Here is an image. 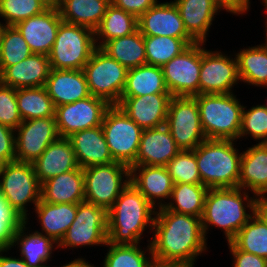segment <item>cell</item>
Wrapping results in <instances>:
<instances>
[{
	"mask_svg": "<svg viewBox=\"0 0 267 267\" xmlns=\"http://www.w3.org/2000/svg\"><path fill=\"white\" fill-rule=\"evenodd\" d=\"M155 93H169L162 67L144 64L127 71L121 97H137Z\"/></svg>",
	"mask_w": 267,
	"mask_h": 267,
	"instance_id": "1f68e13d",
	"label": "cell"
},
{
	"mask_svg": "<svg viewBox=\"0 0 267 267\" xmlns=\"http://www.w3.org/2000/svg\"><path fill=\"white\" fill-rule=\"evenodd\" d=\"M111 105L104 99L89 96L76 102L57 106L55 118L61 138L102 125L104 115Z\"/></svg>",
	"mask_w": 267,
	"mask_h": 267,
	"instance_id": "9a60e30c",
	"label": "cell"
},
{
	"mask_svg": "<svg viewBox=\"0 0 267 267\" xmlns=\"http://www.w3.org/2000/svg\"><path fill=\"white\" fill-rule=\"evenodd\" d=\"M150 267H191L183 264L160 263L154 261Z\"/></svg>",
	"mask_w": 267,
	"mask_h": 267,
	"instance_id": "11a10c76",
	"label": "cell"
},
{
	"mask_svg": "<svg viewBox=\"0 0 267 267\" xmlns=\"http://www.w3.org/2000/svg\"><path fill=\"white\" fill-rule=\"evenodd\" d=\"M200 122L207 139H239L244 106L233 93L198 94Z\"/></svg>",
	"mask_w": 267,
	"mask_h": 267,
	"instance_id": "5b68a950",
	"label": "cell"
},
{
	"mask_svg": "<svg viewBox=\"0 0 267 267\" xmlns=\"http://www.w3.org/2000/svg\"><path fill=\"white\" fill-rule=\"evenodd\" d=\"M157 2L158 0H111L114 6L132 14L137 19Z\"/></svg>",
	"mask_w": 267,
	"mask_h": 267,
	"instance_id": "681fc988",
	"label": "cell"
},
{
	"mask_svg": "<svg viewBox=\"0 0 267 267\" xmlns=\"http://www.w3.org/2000/svg\"><path fill=\"white\" fill-rule=\"evenodd\" d=\"M9 250L11 248L0 249V267H29L21 257L14 258L2 255L4 251L7 253Z\"/></svg>",
	"mask_w": 267,
	"mask_h": 267,
	"instance_id": "816d5d0a",
	"label": "cell"
},
{
	"mask_svg": "<svg viewBox=\"0 0 267 267\" xmlns=\"http://www.w3.org/2000/svg\"><path fill=\"white\" fill-rule=\"evenodd\" d=\"M187 33L196 41L206 43L214 17L221 10L215 0H174Z\"/></svg>",
	"mask_w": 267,
	"mask_h": 267,
	"instance_id": "4316f807",
	"label": "cell"
},
{
	"mask_svg": "<svg viewBox=\"0 0 267 267\" xmlns=\"http://www.w3.org/2000/svg\"><path fill=\"white\" fill-rule=\"evenodd\" d=\"M174 184H202L193 150H181L166 165Z\"/></svg>",
	"mask_w": 267,
	"mask_h": 267,
	"instance_id": "b9f144b4",
	"label": "cell"
},
{
	"mask_svg": "<svg viewBox=\"0 0 267 267\" xmlns=\"http://www.w3.org/2000/svg\"><path fill=\"white\" fill-rule=\"evenodd\" d=\"M46 9L40 0H0V17L4 18L5 25L10 26L41 14Z\"/></svg>",
	"mask_w": 267,
	"mask_h": 267,
	"instance_id": "7bdbcfd3",
	"label": "cell"
},
{
	"mask_svg": "<svg viewBox=\"0 0 267 267\" xmlns=\"http://www.w3.org/2000/svg\"><path fill=\"white\" fill-rule=\"evenodd\" d=\"M235 140L206 139L193 151L202 185L210 188L238 187L242 152Z\"/></svg>",
	"mask_w": 267,
	"mask_h": 267,
	"instance_id": "277c9868",
	"label": "cell"
},
{
	"mask_svg": "<svg viewBox=\"0 0 267 267\" xmlns=\"http://www.w3.org/2000/svg\"><path fill=\"white\" fill-rule=\"evenodd\" d=\"M101 49L127 70L147 64L144 36L134 33L107 41Z\"/></svg>",
	"mask_w": 267,
	"mask_h": 267,
	"instance_id": "d6a6232c",
	"label": "cell"
},
{
	"mask_svg": "<svg viewBox=\"0 0 267 267\" xmlns=\"http://www.w3.org/2000/svg\"><path fill=\"white\" fill-rule=\"evenodd\" d=\"M201 43L199 94H228L239 82L238 62L220 51L206 50Z\"/></svg>",
	"mask_w": 267,
	"mask_h": 267,
	"instance_id": "5bb4252c",
	"label": "cell"
},
{
	"mask_svg": "<svg viewBox=\"0 0 267 267\" xmlns=\"http://www.w3.org/2000/svg\"><path fill=\"white\" fill-rule=\"evenodd\" d=\"M138 29L143 36H169L193 39L185 29L173 1L156 3L138 18Z\"/></svg>",
	"mask_w": 267,
	"mask_h": 267,
	"instance_id": "d6986e66",
	"label": "cell"
},
{
	"mask_svg": "<svg viewBox=\"0 0 267 267\" xmlns=\"http://www.w3.org/2000/svg\"><path fill=\"white\" fill-rule=\"evenodd\" d=\"M24 222L0 193V249L11 248L15 232Z\"/></svg>",
	"mask_w": 267,
	"mask_h": 267,
	"instance_id": "f6af8a7d",
	"label": "cell"
},
{
	"mask_svg": "<svg viewBox=\"0 0 267 267\" xmlns=\"http://www.w3.org/2000/svg\"><path fill=\"white\" fill-rule=\"evenodd\" d=\"M144 43L147 64L162 67L196 41L169 36H144Z\"/></svg>",
	"mask_w": 267,
	"mask_h": 267,
	"instance_id": "f35d334b",
	"label": "cell"
},
{
	"mask_svg": "<svg viewBox=\"0 0 267 267\" xmlns=\"http://www.w3.org/2000/svg\"><path fill=\"white\" fill-rule=\"evenodd\" d=\"M3 24H4L3 22H0V45H1L2 37L5 31V27H6V25L5 24L3 25Z\"/></svg>",
	"mask_w": 267,
	"mask_h": 267,
	"instance_id": "6f0895ef",
	"label": "cell"
},
{
	"mask_svg": "<svg viewBox=\"0 0 267 267\" xmlns=\"http://www.w3.org/2000/svg\"><path fill=\"white\" fill-rule=\"evenodd\" d=\"M26 224L25 221L15 232L11 247L16 245L20 247V256L29 267H48L46 262L51 261L53 245H56V249L58 244L50 237L36 231L28 233Z\"/></svg>",
	"mask_w": 267,
	"mask_h": 267,
	"instance_id": "f546056e",
	"label": "cell"
},
{
	"mask_svg": "<svg viewBox=\"0 0 267 267\" xmlns=\"http://www.w3.org/2000/svg\"><path fill=\"white\" fill-rule=\"evenodd\" d=\"M107 246L109 250L105 255L103 267H150L154 262L150 243H148V248L145 250L149 252L148 255L141 249L139 244L114 245L107 242Z\"/></svg>",
	"mask_w": 267,
	"mask_h": 267,
	"instance_id": "ab89813d",
	"label": "cell"
},
{
	"mask_svg": "<svg viewBox=\"0 0 267 267\" xmlns=\"http://www.w3.org/2000/svg\"><path fill=\"white\" fill-rule=\"evenodd\" d=\"M32 51L15 26L6 25L0 45L1 73L8 67L23 61Z\"/></svg>",
	"mask_w": 267,
	"mask_h": 267,
	"instance_id": "60d3db41",
	"label": "cell"
},
{
	"mask_svg": "<svg viewBox=\"0 0 267 267\" xmlns=\"http://www.w3.org/2000/svg\"><path fill=\"white\" fill-rule=\"evenodd\" d=\"M7 161L1 156V151H0V171L7 165Z\"/></svg>",
	"mask_w": 267,
	"mask_h": 267,
	"instance_id": "680465c9",
	"label": "cell"
},
{
	"mask_svg": "<svg viewBox=\"0 0 267 267\" xmlns=\"http://www.w3.org/2000/svg\"><path fill=\"white\" fill-rule=\"evenodd\" d=\"M181 150H194L206 136L203 132L197 101L189 96H172L165 124Z\"/></svg>",
	"mask_w": 267,
	"mask_h": 267,
	"instance_id": "7c38bea8",
	"label": "cell"
},
{
	"mask_svg": "<svg viewBox=\"0 0 267 267\" xmlns=\"http://www.w3.org/2000/svg\"><path fill=\"white\" fill-rule=\"evenodd\" d=\"M130 182L158 208L167 204L164 199L171 198L174 185L166 166L131 165Z\"/></svg>",
	"mask_w": 267,
	"mask_h": 267,
	"instance_id": "ffe728a7",
	"label": "cell"
},
{
	"mask_svg": "<svg viewBox=\"0 0 267 267\" xmlns=\"http://www.w3.org/2000/svg\"><path fill=\"white\" fill-rule=\"evenodd\" d=\"M220 10H226L234 15H243L250 10V0H215Z\"/></svg>",
	"mask_w": 267,
	"mask_h": 267,
	"instance_id": "f907efd6",
	"label": "cell"
},
{
	"mask_svg": "<svg viewBox=\"0 0 267 267\" xmlns=\"http://www.w3.org/2000/svg\"><path fill=\"white\" fill-rule=\"evenodd\" d=\"M83 171L85 201L108 209L130 182V167L116 161L86 167Z\"/></svg>",
	"mask_w": 267,
	"mask_h": 267,
	"instance_id": "30bf717a",
	"label": "cell"
},
{
	"mask_svg": "<svg viewBox=\"0 0 267 267\" xmlns=\"http://www.w3.org/2000/svg\"><path fill=\"white\" fill-rule=\"evenodd\" d=\"M0 151L7 162L16 160L15 130L2 124H0Z\"/></svg>",
	"mask_w": 267,
	"mask_h": 267,
	"instance_id": "c3c4849f",
	"label": "cell"
},
{
	"mask_svg": "<svg viewBox=\"0 0 267 267\" xmlns=\"http://www.w3.org/2000/svg\"><path fill=\"white\" fill-rule=\"evenodd\" d=\"M50 267V266H48ZM61 267H95L85 260V258H77Z\"/></svg>",
	"mask_w": 267,
	"mask_h": 267,
	"instance_id": "db71d44e",
	"label": "cell"
},
{
	"mask_svg": "<svg viewBox=\"0 0 267 267\" xmlns=\"http://www.w3.org/2000/svg\"><path fill=\"white\" fill-rule=\"evenodd\" d=\"M262 3H264L263 6H265V9L267 11V0H262ZM265 25H267V19H266Z\"/></svg>",
	"mask_w": 267,
	"mask_h": 267,
	"instance_id": "94428289",
	"label": "cell"
},
{
	"mask_svg": "<svg viewBox=\"0 0 267 267\" xmlns=\"http://www.w3.org/2000/svg\"><path fill=\"white\" fill-rule=\"evenodd\" d=\"M15 131L16 161L31 164L60 138L55 117L24 120Z\"/></svg>",
	"mask_w": 267,
	"mask_h": 267,
	"instance_id": "2e32d148",
	"label": "cell"
},
{
	"mask_svg": "<svg viewBox=\"0 0 267 267\" xmlns=\"http://www.w3.org/2000/svg\"><path fill=\"white\" fill-rule=\"evenodd\" d=\"M63 22L58 8H47L15 25L32 53L49 55L60 24Z\"/></svg>",
	"mask_w": 267,
	"mask_h": 267,
	"instance_id": "e0dca14e",
	"label": "cell"
},
{
	"mask_svg": "<svg viewBox=\"0 0 267 267\" xmlns=\"http://www.w3.org/2000/svg\"><path fill=\"white\" fill-rule=\"evenodd\" d=\"M233 256V267H266L267 259L238 250L231 242H227Z\"/></svg>",
	"mask_w": 267,
	"mask_h": 267,
	"instance_id": "7dc6e473",
	"label": "cell"
},
{
	"mask_svg": "<svg viewBox=\"0 0 267 267\" xmlns=\"http://www.w3.org/2000/svg\"><path fill=\"white\" fill-rule=\"evenodd\" d=\"M150 242L154 261L194 267L196 257L207 249L200 217L157 208Z\"/></svg>",
	"mask_w": 267,
	"mask_h": 267,
	"instance_id": "6da1fadb",
	"label": "cell"
},
{
	"mask_svg": "<svg viewBox=\"0 0 267 267\" xmlns=\"http://www.w3.org/2000/svg\"><path fill=\"white\" fill-rule=\"evenodd\" d=\"M65 0H57V8L64 2Z\"/></svg>",
	"mask_w": 267,
	"mask_h": 267,
	"instance_id": "6125c7cd",
	"label": "cell"
},
{
	"mask_svg": "<svg viewBox=\"0 0 267 267\" xmlns=\"http://www.w3.org/2000/svg\"><path fill=\"white\" fill-rule=\"evenodd\" d=\"M0 193L10 206L28 222L27 205L34 208L41 200V184L33 164L12 161L0 171Z\"/></svg>",
	"mask_w": 267,
	"mask_h": 267,
	"instance_id": "52a82bcc",
	"label": "cell"
},
{
	"mask_svg": "<svg viewBox=\"0 0 267 267\" xmlns=\"http://www.w3.org/2000/svg\"><path fill=\"white\" fill-rule=\"evenodd\" d=\"M255 212L267 224V197H258Z\"/></svg>",
	"mask_w": 267,
	"mask_h": 267,
	"instance_id": "f5cc1de1",
	"label": "cell"
},
{
	"mask_svg": "<svg viewBox=\"0 0 267 267\" xmlns=\"http://www.w3.org/2000/svg\"><path fill=\"white\" fill-rule=\"evenodd\" d=\"M266 28H267V25L265 26ZM266 31V41H265V43H263V44H261V46L265 49V50H267V29L265 30Z\"/></svg>",
	"mask_w": 267,
	"mask_h": 267,
	"instance_id": "91938a15",
	"label": "cell"
},
{
	"mask_svg": "<svg viewBox=\"0 0 267 267\" xmlns=\"http://www.w3.org/2000/svg\"><path fill=\"white\" fill-rule=\"evenodd\" d=\"M230 242L238 250L267 259V224L255 212Z\"/></svg>",
	"mask_w": 267,
	"mask_h": 267,
	"instance_id": "74e56055",
	"label": "cell"
},
{
	"mask_svg": "<svg viewBox=\"0 0 267 267\" xmlns=\"http://www.w3.org/2000/svg\"><path fill=\"white\" fill-rule=\"evenodd\" d=\"M243 190L239 187L208 189L201 217L205 237L211 225L222 229L227 242H230L251 219L258 197H249L248 191ZM246 208L251 213H246Z\"/></svg>",
	"mask_w": 267,
	"mask_h": 267,
	"instance_id": "3957f363",
	"label": "cell"
},
{
	"mask_svg": "<svg viewBox=\"0 0 267 267\" xmlns=\"http://www.w3.org/2000/svg\"><path fill=\"white\" fill-rule=\"evenodd\" d=\"M180 151L166 125L143 129L136 161L132 165L166 166Z\"/></svg>",
	"mask_w": 267,
	"mask_h": 267,
	"instance_id": "44dd1931",
	"label": "cell"
},
{
	"mask_svg": "<svg viewBox=\"0 0 267 267\" xmlns=\"http://www.w3.org/2000/svg\"><path fill=\"white\" fill-rule=\"evenodd\" d=\"M45 87L55 107L91 96L83 69H51Z\"/></svg>",
	"mask_w": 267,
	"mask_h": 267,
	"instance_id": "603a6c76",
	"label": "cell"
},
{
	"mask_svg": "<svg viewBox=\"0 0 267 267\" xmlns=\"http://www.w3.org/2000/svg\"><path fill=\"white\" fill-rule=\"evenodd\" d=\"M157 209L129 182L109 209L107 242L114 245L140 244L149 227L153 230Z\"/></svg>",
	"mask_w": 267,
	"mask_h": 267,
	"instance_id": "7a4b0ae2",
	"label": "cell"
},
{
	"mask_svg": "<svg viewBox=\"0 0 267 267\" xmlns=\"http://www.w3.org/2000/svg\"><path fill=\"white\" fill-rule=\"evenodd\" d=\"M102 130L113 160L130 167L136 161L143 129L118 105H111L104 115Z\"/></svg>",
	"mask_w": 267,
	"mask_h": 267,
	"instance_id": "9c48e42d",
	"label": "cell"
},
{
	"mask_svg": "<svg viewBox=\"0 0 267 267\" xmlns=\"http://www.w3.org/2000/svg\"><path fill=\"white\" fill-rule=\"evenodd\" d=\"M78 166L83 168L115 162L110 154L102 125L73 133L68 137Z\"/></svg>",
	"mask_w": 267,
	"mask_h": 267,
	"instance_id": "cb8c5ba5",
	"label": "cell"
},
{
	"mask_svg": "<svg viewBox=\"0 0 267 267\" xmlns=\"http://www.w3.org/2000/svg\"><path fill=\"white\" fill-rule=\"evenodd\" d=\"M110 4L111 0H65L58 9L64 22L95 31Z\"/></svg>",
	"mask_w": 267,
	"mask_h": 267,
	"instance_id": "4dcf8cb0",
	"label": "cell"
},
{
	"mask_svg": "<svg viewBox=\"0 0 267 267\" xmlns=\"http://www.w3.org/2000/svg\"><path fill=\"white\" fill-rule=\"evenodd\" d=\"M22 121L17 105L16 89L0 82V124L15 130Z\"/></svg>",
	"mask_w": 267,
	"mask_h": 267,
	"instance_id": "bcb514c9",
	"label": "cell"
},
{
	"mask_svg": "<svg viewBox=\"0 0 267 267\" xmlns=\"http://www.w3.org/2000/svg\"><path fill=\"white\" fill-rule=\"evenodd\" d=\"M207 191L208 188L202 184H174L171 201L164 207L175 213L201 218Z\"/></svg>",
	"mask_w": 267,
	"mask_h": 267,
	"instance_id": "e575fe53",
	"label": "cell"
},
{
	"mask_svg": "<svg viewBox=\"0 0 267 267\" xmlns=\"http://www.w3.org/2000/svg\"><path fill=\"white\" fill-rule=\"evenodd\" d=\"M78 203L52 204L40 200L34 208L42 232L57 244L65 236L75 219Z\"/></svg>",
	"mask_w": 267,
	"mask_h": 267,
	"instance_id": "f1b7e54d",
	"label": "cell"
},
{
	"mask_svg": "<svg viewBox=\"0 0 267 267\" xmlns=\"http://www.w3.org/2000/svg\"><path fill=\"white\" fill-rule=\"evenodd\" d=\"M41 200L52 204L85 201L84 171L81 167L59 174L41 184Z\"/></svg>",
	"mask_w": 267,
	"mask_h": 267,
	"instance_id": "83f0119b",
	"label": "cell"
},
{
	"mask_svg": "<svg viewBox=\"0 0 267 267\" xmlns=\"http://www.w3.org/2000/svg\"><path fill=\"white\" fill-rule=\"evenodd\" d=\"M238 187L251 191L256 197H266L267 143H257L243 151Z\"/></svg>",
	"mask_w": 267,
	"mask_h": 267,
	"instance_id": "484cf974",
	"label": "cell"
},
{
	"mask_svg": "<svg viewBox=\"0 0 267 267\" xmlns=\"http://www.w3.org/2000/svg\"><path fill=\"white\" fill-rule=\"evenodd\" d=\"M240 81L257 87L267 86V50L261 45L235 53Z\"/></svg>",
	"mask_w": 267,
	"mask_h": 267,
	"instance_id": "d590c367",
	"label": "cell"
},
{
	"mask_svg": "<svg viewBox=\"0 0 267 267\" xmlns=\"http://www.w3.org/2000/svg\"><path fill=\"white\" fill-rule=\"evenodd\" d=\"M47 8H57V0H40Z\"/></svg>",
	"mask_w": 267,
	"mask_h": 267,
	"instance_id": "9f6ffc18",
	"label": "cell"
},
{
	"mask_svg": "<svg viewBox=\"0 0 267 267\" xmlns=\"http://www.w3.org/2000/svg\"><path fill=\"white\" fill-rule=\"evenodd\" d=\"M50 71L49 57L33 53L23 61L8 66L1 73L0 82L15 89L43 87Z\"/></svg>",
	"mask_w": 267,
	"mask_h": 267,
	"instance_id": "7402d4cb",
	"label": "cell"
},
{
	"mask_svg": "<svg viewBox=\"0 0 267 267\" xmlns=\"http://www.w3.org/2000/svg\"><path fill=\"white\" fill-rule=\"evenodd\" d=\"M137 29L138 19L111 3L100 25L94 31L96 46L101 48L107 41L130 35Z\"/></svg>",
	"mask_w": 267,
	"mask_h": 267,
	"instance_id": "836d02e7",
	"label": "cell"
},
{
	"mask_svg": "<svg viewBox=\"0 0 267 267\" xmlns=\"http://www.w3.org/2000/svg\"><path fill=\"white\" fill-rule=\"evenodd\" d=\"M251 136L259 143H267V109L262 105H256L242 112V123L239 139L243 136Z\"/></svg>",
	"mask_w": 267,
	"mask_h": 267,
	"instance_id": "ee69618b",
	"label": "cell"
},
{
	"mask_svg": "<svg viewBox=\"0 0 267 267\" xmlns=\"http://www.w3.org/2000/svg\"><path fill=\"white\" fill-rule=\"evenodd\" d=\"M18 110L22 120L55 117L56 107L45 86L16 89Z\"/></svg>",
	"mask_w": 267,
	"mask_h": 267,
	"instance_id": "8d00e7d4",
	"label": "cell"
},
{
	"mask_svg": "<svg viewBox=\"0 0 267 267\" xmlns=\"http://www.w3.org/2000/svg\"><path fill=\"white\" fill-rule=\"evenodd\" d=\"M170 93H155L137 97H121L117 104L142 129L166 124Z\"/></svg>",
	"mask_w": 267,
	"mask_h": 267,
	"instance_id": "ac0fdd59",
	"label": "cell"
},
{
	"mask_svg": "<svg viewBox=\"0 0 267 267\" xmlns=\"http://www.w3.org/2000/svg\"><path fill=\"white\" fill-rule=\"evenodd\" d=\"M200 68L201 43L196 42L162 66L169 93L172 96L198 95Z\"/></svg>",
	"mask_w": 267,
	"mask_h": 267,
	"instance_id": "4fadbf2b",
	"label": "cell"
},
{
	"mask_svg": "<svg viewBox=\"0 0 267 267\" xmlns=\"http://www.w3.org/2000/svg\"><path fill=\"white\" fill-rule=\"evenodd\" d=\"M108 230L109 209L82 201L78 203L75 219L57 247L105 246Z\"/></svg>",
	"mask_w": 267,
	"mask_h": 267,
	"instance_id": "8fae6325",
	"label": "cell"
},
{
	"mask_svg": "<svg viewBox=\"0 0 267 267\" xmlns=\"http://www.w3.org/2000/svg\"><path fill=\"white\" fill-rule=\"evenodd\" d=\"M92 96L117 105L124 90L127 69L97 47L83 68Z\"/></svg>",
	"mask_w": 267,
	"mask_h": 267,
	"instance_id": "ba28073f",
	"label": "cell"
},
{
	"mask_svg": "<svg viewBox=\"0 0 267 267\" xmlns=\"http://www.w3.org/2000/svg\"><path fill=\"white\" fill-rule=\"evenodd\" d=\"M32 164L40 184L79 167L70 140L61 137L51 143Z\"/></svg>",
	"mask_w": 267,
	"mask_h": 267,
	"instance_id": "d4e9b609",
	"label": "cell"
},
{
	"mask_svg": "<svg viewBox=\"0 0 267 267\" xmlns=\"http://www.w3.org/2000/svg\"><path fill=\"white\" fill-rule=\"evenodd\" d=\"M96 48L92 29L63 21L48 55L51 69L81 70Z\"/></svg>",
	"mask_w": 267,
	"mask_h": 267,
	"instance_id": "8992f818",
	"label": "cell"
}]
</instances>
